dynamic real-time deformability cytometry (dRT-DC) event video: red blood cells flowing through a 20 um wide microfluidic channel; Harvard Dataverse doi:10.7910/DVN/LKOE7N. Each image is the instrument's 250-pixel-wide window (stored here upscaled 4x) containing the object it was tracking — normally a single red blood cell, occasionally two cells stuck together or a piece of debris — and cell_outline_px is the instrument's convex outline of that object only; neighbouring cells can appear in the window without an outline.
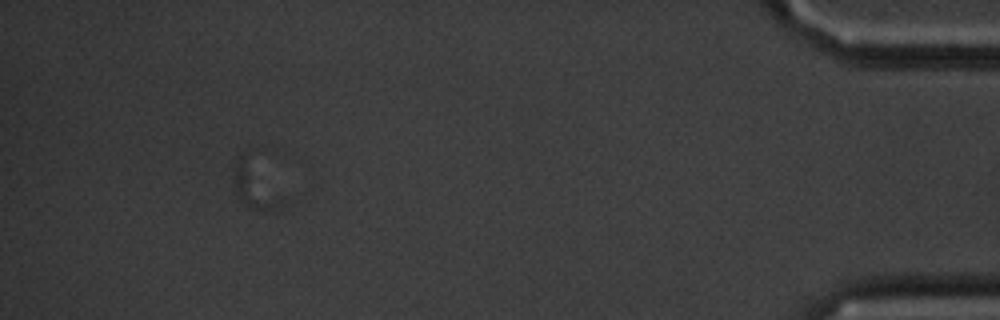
{"species": "common noctule bat (a hibernating species)", "species_latin": "Nyctalus noctula", "temperature_condition": "cold", "stored_images_in_passage": 50, "segment_of_instrument_passage": [2, 2], "camera_frame_rate_fps": 3000, "um_per_image_px": 0.085, "animal": {"sex": "male", "body_mass_g": 20.1, "forearm_length_mm": 53.5}, "frame": {"image": 1, "passage_image": 50, "time_ms": 16.333, "image_size_px": [1000, 320], "cell_outline_px": [[284, 204], [272, 208], [252, 208], [240, 196], [236, 188], [232, 168], [236, 160], [240, 156], [248, 152]], "centroid_in_image_um": [21.58, 15.67], "position_along_channel_um": 413.6, "area_um2": 11.62}}